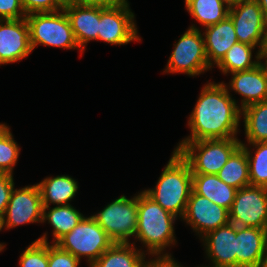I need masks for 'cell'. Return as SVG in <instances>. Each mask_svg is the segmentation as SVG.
I'll return each mask as SVG.
<instances>
[{"label":"cell","mask_w":267,"mask_h":267,"mask_svg":"<svg viewBox=\"0 0 267 267\" xmlns=\"http://www.w3.org/2000/svg\"><path fill=\"white\" fill-rule=\"evenodd\" d=\"M225 85L207 82L188 118L190 135L181 142L238 138L241 109Z\"/></svg>","instance_id":"6da1fadb"},{"label":"cell","mask_w":267,"mask_h":267,"mask_svg":"<svg viewBox=\"0 0 267 267\" xmlns=\"http://www.w3.org/2000/svg\"><path fill=\"white\" fill-rule=\"evenodd\" d=\"M177 217L164 210L144 191L138 193V215L135 240L140 241L147 249L146 254L152 257H172L165 253L167 246L175 245L174 222ZM162 254V255H161Z\"/></svg>","instance_id":"7a4b0ae2"},{"label":"cell","mask_w":267,"mask_h":267,"mask_svg":"<svg viewBox=\"0 0 267 267\" xmlns=\"http://www.w3.org/2000/svg\"><path fill=\"white\" fill-rule=\"evenodd\" d=\"M172 153L156 186L143 191L164 210L182 219L192 192V171L178 151Z\"/></svg>","instance_id":"3957f363"},{"label":"cell","mask_w":267,"mask_h":267,"mask_svg":"<svg viewBox=\"0 0 267 267\" xmlns=\"http://www.w3.org/2000/svg\"><path fill=\"white\" fill-rule=\"evenodd\" d=\"M241 145L238 138L179 142L174 149L189 163L192 174H217Z\"/></svg>","instance_id":"277c9868"},{"label":"cell","mask_w":267,"mask_h":267,"mask_svg":"<svg viewBox=\"0 0 267 267\" xmlns=\"http://www.w3.org/2000/svg\"><path fill=\"white\" fill-rule=\"evenodd\" d=\"M29 26L30 45L32 51L38 45L63 49H80L69 19L61 9L56 12L32 13L26 16Z\"/></svg>","instance_id":"5b68a950"},{"label":"cell","mask_w":267,"mask_h":267,"mask_svg":"<svg viewBox=\"0 0 267 267\" xmlns=\"http://www.w3.org/2000/svg\"><path fill=\"white\" fill-rule=\"evenodd\" d=\"M55 244L79 260L85 257L90 267L114 242L96 220L89 216L84 217Z\"/></svg>","instance_id":"8992f818"},{"label":"cell","mask_w":267,"mask_h":267,"mask_svg":"<svg viewBox=\"0 0 267 267\" xmlns=\"http://www.w3.org/2000/svg\"><path fill=\"white\" fill-rule=\"evenodd\" d=\"M212 68L206 56L203 34L193 24L174 44L163 73H184L193 77Z\"/></svg>","instance_id":"52a82bcc"},{"label":"cell","mask_w":267,"mask_h":267,"mask_svg":"<svg viewBox=\"0 0 267 267\" xmlns=\"http://www.w3.org/2000/svg\"><path fill=\"white\" fill-rule=\"evenodd\" d=\"M138 194L128 199L123 195L91 215L114 243H130L137 230Z\"/></svg>","instance_id":"ba28073f"},{"label":"cell","mask_w":267,"mask_h":267,"mask_svg":"<svg viewBox=\"0 0 267 267\" xmlns=\"http://www.w3.org/2000/svg\"><path fill=\"white\" fill-rule=\"evenodd\" d=\"M231 18L238 42L257 47L261 53L267 47V20L257 0H241L230 6Z\"/></svg>","instance_id":"9c48e42d"},{"label":"cell","mask_w":267,"mask_h":267,"mask_svg":"<svg viewBox=\"0 0 267 267\" xmlns=\"http://www.w3.org/2000/svg\"><path fill=\"white\" fill-rule=\"evenodd\" d=\"M129 7L128 0L117 2L110 7H100L98 41L111 45L141 41L134 21L135 15Z\"/></svg>","instance_id":"30bf717a"},{"label":"cell","mask_w":267,"mask_h":267,"mask_svg":"<svg viewBox=\"0 0 267 267\" xmlns=\"http://www.w3.org/2000/svg\"><path fill=\"white\" fill-rule=\"evenodd\" d=\"M229 220L238 227L265 229L267 225V188L249 185L238 189L229 210Z\"/></svg>","instance_id":"8fae6325"},{"label":"cell","mask_w":267,"mask_h":267,"mask_svg":"<svg viewBox=\"0 0 267 267\" xmlns=\"http://www.w3.org/2000/svg\"><path fill=\"white\" fill-rule=\"evenodd\" d=\"M43 204L38 184L13 189L6 207L3 229H12L28 223H42Z\"/></svg>","instance_id":"7c38bea8"},{"label":"cell","mask_w":267,"mask_h":267,"mask_svg":"<svg viewBox=\"0 0 267 267\" xmlns=\"http://www.w3.org/2000/svg\"><path fill=\"white\" fill-rule=\"evenodd\" d=\"M191 226L200 238L208 232L230 222L229 211L208 198L196 194L193 190L187 202L185 214L181 221Z\"/></svg>","instance_id":"4fadbf2b"},{"label":"cell","mask_w":267,"mask_h":267,"mask_svg":"<svg viewBox=\"0 0 267 267\" xmlns=\"http://www.w3.org/2000/svg\"><path fill=\"white\" fill-rule=\"evenodd\" d=\"M31 52L26 18L0 20V65L21 61Z\"/></svg>","instance_id":"5bb4252c"},{"label":"cell","mask_w":267,"mask_h":267,"mask_svg":"<svg viewBox=\"0 0 267 267\" xmlns=\"http://www.w3.org/2000/svg\"><path fill=\"white\" fill-rule=\"evenodd\" d=\"M211 267H237L236 225L229 222L201 238Z\"/></svg>","instance_id":"9a60e30c"},{"label":"cell","mask_w":267,"mask_h":267,"mask_svg":"<svg viewBox=\"0 0 267 267\" xmlns=\"http://www.w3.org/2000/svg\"><path fill=\"white\" fill-rule=\"evenodd\" d=\"M237 267H264L267 262L266 231L236 226Z\"/></svg>","instance_id":"2e32d148"},{"label":"cell","mask_w":267,"mask_h":267,"mask_svg":"<svg viewBox=\"0 0 267 267\" xmlns=\"http://www.w3.org/2000/svg\"><path fill=\"white\" fill-rule=\"evenodd\" d=\"M232 79L229 86L222 82L226 89L241 95L240 109L267 100V77L264 69L260 65L246 71H239L231 74Z\"/></svg>","instance_id":"e0dca14e"},{"label":"cell","mask_w":267,"mask_h":267,"mask_svg":"<svg viewBox=\"0 0 267 267\" xmlns=\"http://www.w3.org/2000/svg\"><path fill=\"white\" fill-rule=\"evenodd\" d=\"M63 9L69 19L75 39L83 51L91 40L98 41L100 7L65 2Z\"/></svg>","instance_id":"ac0fdd59"},{"label":"cell","mask_w":267,"mask_h":267,"mask_svg":"<svg viewBox=\"0 0 267 267\" xmlns=\"http://www.w3.org/2000/svg\"><path fill=\"white\" fill-rule=\"evenodd\" d=\"M203 37L206 56L212 67L238 42L234 24L229 16L217 24L205 27Z\"/></svg>","instance_id":"d6986e66"},{"label":"cell","mask_w":267,"mask_h":267,"mask_svg":"<svg viewBox=\"0 0 267 267\" xmlns=\"http://www.w3.org/2000/svg\"><path fill=\"white\" fill-rule=\"evenodd\" d=\"M192 190L228 211L232 207L237 191L215 174H192Z\"/></svg>","instance_id":"ffe728a7"},{"label":"cell","mask_w":267,"mask_h":267,"mask_svg":"<svg viewBox=\"0 0 267 267\" xmlns=\"http://www.w3.org/2000/svg\"><path fill=\"white\" fill-rule=\"evenodd\" d=\"M37 184L43 207H49L50 204L70 205L79 188L78 182L69 175L47 177Z\"/></svg>","instance_id":"44dd1931"},{"label":"cell","mask_w":267,"mask_h":267,"mask_svg":"<svg viewBox=\"0 0 267 267\" xmlns=\"http://www.w3.org/2000/svg\"><path fill=\"white\" fill-rule=\"evenodd\" d=\"M134 243H114L90 267H143L146 253Z\"/></svg>","instance_id":"7402d4cb"},{"label":"cell","mask_w":267,"mask_h":267,"mask_svg":"<svg viewBox=\"0 0 267 267\" xmlns=\"http://www.w3.org/2000/svg\"><path fill=\"white\" fill-rule=\"evenodd\" d=\"M85 216L70 205H58L54 207H43L42 223L48 221L52 226V244L69 233Z\"/></svg>","instance_id":"603a6c76"},{"label":"cell","mask_w":267,"mask_h":267,"mask_svg":"<svg viewBox=\"0 0 267 267\" xmlns=\"http://www.w3.org/2000/svg\"><path fill=\"white\" fill-rule=\"evenodd\" d=\"M247 143L267 142V100L241 110Z\"/></svg>","instance_id":"cb8c5ba5"},{"label":"cell","mask_w":267,"mask_h":267,"mask_svg":"<svg viewBox=\"0 0 267 267\" xmlns=\"http://www.w3.org/2000/svg\"><path fill=\"white\" fill-rule=\"evenodd\" d=\"M227 185L240 189L250 185L249 163L245 149L240 145L216 174Z\"/></svg>","instance_id":"d4e9b609"},{"label":"cell","mask_w":267,"mask_h":267,"mask_svg":"<svg viewBox=\"0 0 267 267\" xmlns=\"http://www.w3.org/2000/svg\"><path fill=\"white\" fill-rule=\"evenodd\" d=\"M185 7L204 28L224 20L230 8L222 0H185Z\"/></svg>","instance_id":"484cf974"},{"label":"cell","mask_w":267,"mask_h":267,"mask_svg":"<svg viewBox=\"0 0 267 267\" xmlns=\"http://www.w3.org/2000/svg\"><path fill=\"white\" fill-rule=\"evenodd\" d=\"M254 49H256L254 46L237 42L227 51L224 58L216 66L224 75L250 70L259 64V52L255 53L256 60H252V51Z\"/></svg>","instance_id":"4316f807"},{"label":"cell","mask_w":267,"mask_h":267,"mask_svg":"<svg viewBox=\"0 0 267 267\" xmlns=\"http://www.w3.org/2000/svg\"><path fill=\"white\" fill-rule=\"evenodd\" d=\"M251 145L253 150L255 148L254 152L251 150ZM241 146L245 149L248 158L250 185L267 188V142L245 145L241 141Z\"/></svg>","instance_id":"83f0119b"},{"label":"cell","mask_w":267,"mask_h":267,"mask_svg":"<svg viewBox=\"0 0 267 267\" xmlns=\"http://www.w3.org/2000/svg\"><path fill=\"white\" fill-rule=\"evenodd\" d=\"M20 267H48V238L44 233L29 245L19 258Z\"/></svg>","instance_id":"f1b7e54d"},{"label":"cell","mask_w":267,"mask_h":267,"mask_svg":"<svg viewBox=\"0 0 267 267\" xmlns=\"http://www.w3.org/2000/svg\"><path fill=\"white\" fill-rule=\"evenodd\" d=\"M20 149L9 130L0 139V173L13 175V169L18 161Z\"/></svg>","instance_id":"f546056e"},{"label":"cell","mask_w":267,"mask_h":267,"mask_svg":"<svg viewBox=\"0 0 267 267\" xmlns=\"http://www.w3.org/2000/svg\"><path fill=\"white\" fill-rule=\"evenodd\" d=\"M80 260L69 252L48 242V267H79Z\"/></svg>","instance_id":"4dcf8cb0"},{"label":"cell","mask_w":267,"mask_h":267,"mask_svg":"<svg viewBox=\"0 0 267 267\" xmlns=\"http://www.w3.org/2000/svg\"><path fill=\"white\" fill-rule=\"evenodd\" d=\"M26 15L56 12L64 7L65 0H21Z\"/></svg>","instance_id":"1f68e13d"},{"label":"cell","mask_w":267,"mask_h":267,"mask_svg":"<svg viewBox=\"0 0 267 267\" xmlns=\"http://www.w3.org/2000/svg\"><path fill=\"white\" fill-rule=\"evenodd\" d=\"M21 0H0V20L26 18Z\"/></svg>","instance_id":"d6a6232c"},{"label":"cell","mask_w":267,"mask_h":267,"mask_svg":"<svg viewBox=\"0 0 267 267\" xmlns=\"http://www.w3.org/2000/svg\"><path fill=\"white\" fill-rule=\"evenodd\" d=\"M14 185L13 175L0 173V218L4 216Z\"/></svg>","instance_id":"836d02e7"},{"label":"cell","mask_w":267,"mask_h":267,"mask_svg":"<svg viewBox=\"0 0 267 267\" xmlns=\"http://www.w3.org/2000/svg\"><path fill=\"white\" fill-rule=\"evenodd\" d=\"M143 267H183L182 265L177 263L173 257H159L154 259H149L144 263Z\"/></svg>","instance_id":"e575fe53"},{"label":"cell","mask_w":267,"mask_h":267,"mask_svg":"<svg viewBox=\"0 0 267 267\" xmlns=\"http://www.w3.org/2000/svg\"><path fill=\"white\" fill-rule=\"evenodd\" d=\"M127 0H65V2L75 3L83 6H97V7H110L117 2H124Z\"/></svg>","instance_id":"d590c367"},{"label":"cell","mask_w":267,"mask_h":267,"mask_svg":"<svg viewBox=\"0 0 267 267\" xmlns=\"http://www.w3.org/2000/svg\"><path fill=\"white\" fill-rule=\"evenodd\" d=\"M263 59H265V62L261 61ZM259 63L264 69L266 77H267V47L261 51L260 56H259Z\"/></svg>","instance_id":"8d00e7d4"},{"label":"cell","mask_w":267,"mask_h":267,"mask_svg":"<svg viewBox=\"0 0 267 267\" xmlns=\"http://www.w3.org/2000/svg\"><path fill=\"white\" fill-rule=\"evenodd\" d=\"M267 20V0H257Z\"/></svg>","instance_id":"74e56055"},{"label":"cell","mask_w":267,"mask_h":267,"mask_svg":"<svg viewBox=\"0 0 267 267\" xmlns=\"http://www.w3.org/2000/svg\"><path fill=\"white\" fill-rule=\"evenodd\" d=\"M10 130V128L4 124L0 123V139Z\"/></svg>","instance_id":"f35d334b"},{"label":"cell","mask_w":267,"mask_h":267,"mask_svg":"<svg viewBox=\"0 0 267 267\" xmlns=\"http://www.w3.org/2000/svg\"><path fill=\"white\" fill-rule=\"evenodd\" d=\"M222 1L225 2L228 6H233L239 3L241 0H222Z\"/></svg>","instance_id":"ab89813d"},{"label":"cell","mask_w":267,"mask_h":267,"mask_svg":"<svg viewBox=\"0 0 267 267\" xmlns=\"http://www.w3.org/2000/svg\"><path fill=\"white\" fill-rule=\"evenodd\" d=\"M3 229V221L2 218H0V231ZM5 249L4 243H0V252H2Z\"/></svg>","instance_id":"60d3db41"},{"label":"cell","mask_w":267,"mask_h":267,"mask_svg":"<svg viewBox=\"0 0 267 267\" xmlns=\"http://www.w3.org/2000/svg\"><path fill=\"white\" fill-rule=\"evenodd\" d=\"M265 231H266V241H267V225H266Z\"/></svg>","instance_id":"b9f144b4"}]
</instances>
